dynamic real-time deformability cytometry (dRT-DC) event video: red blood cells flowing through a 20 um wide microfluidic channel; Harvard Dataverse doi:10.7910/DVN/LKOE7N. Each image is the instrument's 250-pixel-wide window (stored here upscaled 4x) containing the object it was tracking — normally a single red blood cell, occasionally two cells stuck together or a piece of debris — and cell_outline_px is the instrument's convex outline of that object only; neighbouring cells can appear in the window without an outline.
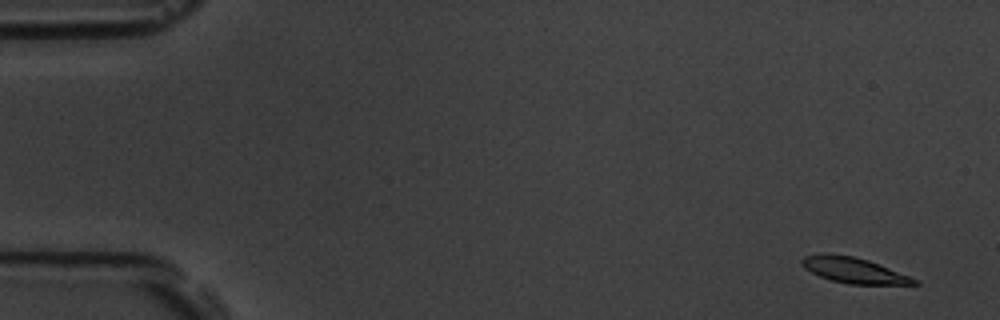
{"species": "common noctule bat (a hibernating species)", "species_latin": "Nyctalus noctula", "temperature_condition": "room temperature", "stored_images_in_passage": 9, "camera_frame_rate_fps": 3000, "um_per_image_px": 0.085, "animal": {"sex": "male", "body_mass_g": 19.5, "forearm_length_mm": 54.6}, "frame": {"image": 1, "passage_image": 1, "time_ms": 0.0, "image_size_px": [1000, 320], "cell_outline_px": [[920, 284], [848, 284], [832, 280], [820, 276], [804, 268], [800, 264], [800, 260], [804, 256], [828, 252], [852, 256], [868, 260], [920, 280]], "centroid_in_image_um": [72.54, 22.96], "position_along_channel_um": 12.5, "area_um2": 16.76}}
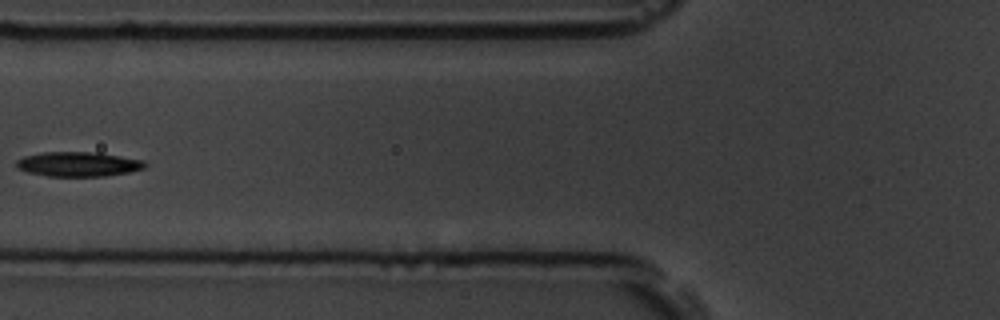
{"frame": {"image": 2, "passage_image": 6, "time_ms": 1.667, "image_size_px": [1000, 320], "cell_outline_px": [[148, 164], [144, 168], [128, 172], [104, 176], [48, 176], [28, 172], [16, 168], [16, 160], [24, 156], [44, 152], [100, 152], [144, 160]], "centroid_in_image_um": [6.66, 13.94], "position_along_channel_um": 119.1, "area_um2": 18.55}}
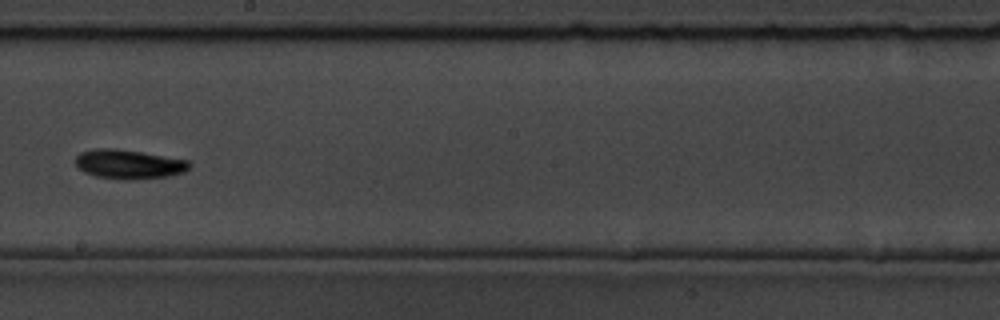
{"frame": {"image": 3, "passage_image": 9, "time_ms": 2.667, "image_size_px": [1000, 320], "cell_outline_px": [[192, 164], [184, 172], [168, 176], [128, 180], [124, 180], [96, 176], [84, 172], [76, 164], [76, 156], [80, 152], [96, 148], [116, 148], [188, 160]], "centroid_in_image_um": [10.94, 13.95], "position_along_channel_um": 237.3, "area_um2": 19.31}}